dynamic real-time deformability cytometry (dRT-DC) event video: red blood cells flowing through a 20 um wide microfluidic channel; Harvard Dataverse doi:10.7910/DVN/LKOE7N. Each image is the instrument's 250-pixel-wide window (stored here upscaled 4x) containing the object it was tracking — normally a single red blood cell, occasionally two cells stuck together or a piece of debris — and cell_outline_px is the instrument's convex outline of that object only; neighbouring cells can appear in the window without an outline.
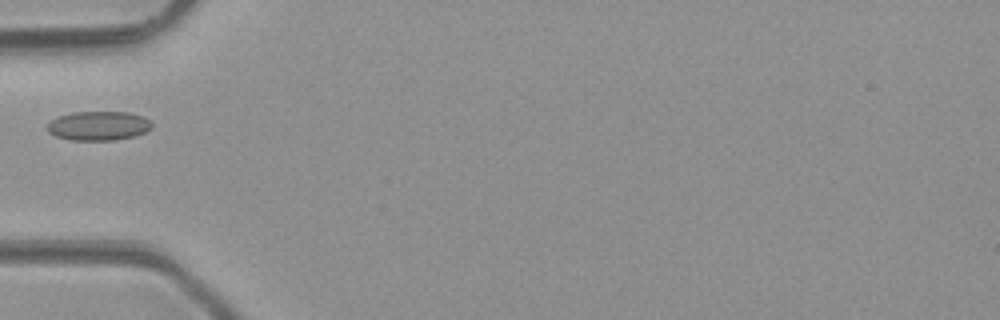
{"species": "common noctule bat (a hibernating species)", "species_latin": "Nyctalus noctula", "temperature_condition": "room temperature", "stored_images_in_passage": 5, "camera_frame_rate_fps": 3000, "um_per_image_px": 0.085, "animal": {"sex": "male", "body_mass_g": 23.1, "forearm_length_mm": 52.7}, "frame": {"image": 1, "passage_image": 4, "time_ms": 3.333, "image_size_px": [1000, 320], "cell_outline_px": [[152, 128], [136, 136], [112, 140], [72, 140], [56, 136], [48, 132], [48, 124], [52, 120], [60, 116], [72, 112], [128, 112], [144, 116], [152, 120]], "centroid_in_image_um": [8.43, 10.69], "position_along_channel_um": 76.6, "area_um2": 17.8}}
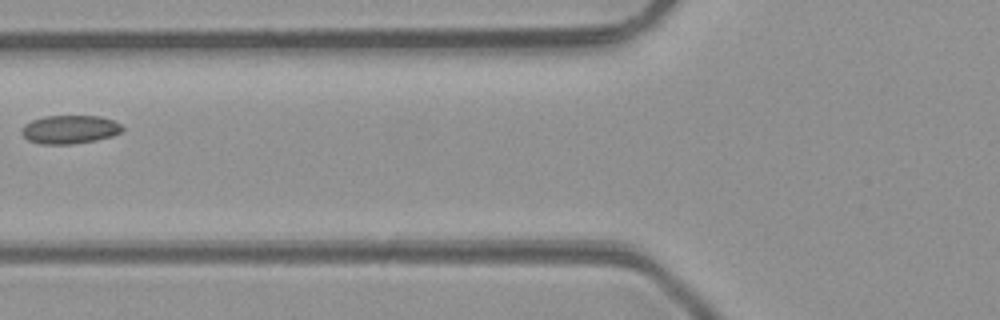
{"frame": {"image": 2, "passage_image": 5, "time_ms": 4.333, "image_size_px": [1000, 320], "cell_outline_px": [[124, 128], [120, 132], [112, 136], [96, 140], [72, 144], [40, 144], [28, 140], [20, 132], [20, 128], [24, 124], [32, 120], [44, 116], [100, 116], [112, 120], [120, 124]], "centroid_in_image_um": [5.89, 11.0], "position_along_channel_um": 119.9, "area_um2": 16.76}}